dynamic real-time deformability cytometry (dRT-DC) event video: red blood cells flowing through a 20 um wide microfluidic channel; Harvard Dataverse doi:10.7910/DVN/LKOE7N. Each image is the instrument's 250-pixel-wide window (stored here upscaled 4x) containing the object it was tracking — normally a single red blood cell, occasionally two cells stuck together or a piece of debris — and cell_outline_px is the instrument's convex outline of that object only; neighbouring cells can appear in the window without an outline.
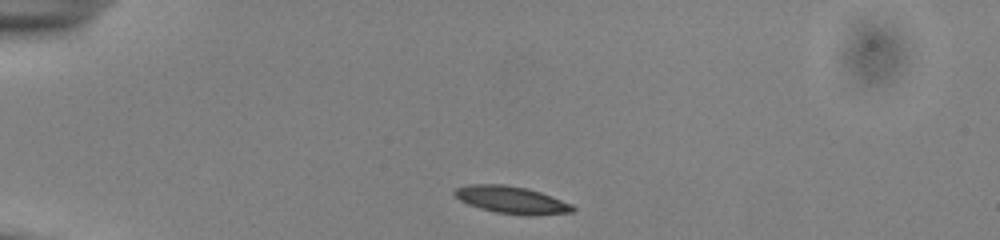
{"species": "common noctule bat (a hibernating species)", "species_latin": "Nyctalus noctula", "temperature_condition": "cold", "stored_images_in_passage": 41, "camera_frame_rate_fps": 3000, "um_per_image_px": 0.085, "animal": {"sex": "male", "body_mass_g": 13.0, "forearm_length_mm": 53.1}, "frame": {"image": 1, "passage_image": 1, "time_ms": 0.0, "image_size_px": [1000, 240], "cell_outline_px": [[576, 208], [572, 212], [528, 216], [496, 212], [480, 208], [468, 204], [460, 200], [452, 192], [456, 188], [468, 184], [504, 184], [524, 188], [540, 192], [552, 196], [572, 204]], "centroid_in_image_um": [43.48, 16.99], "position_along_channel_um": 41.5, "area_um2": 18.73}}
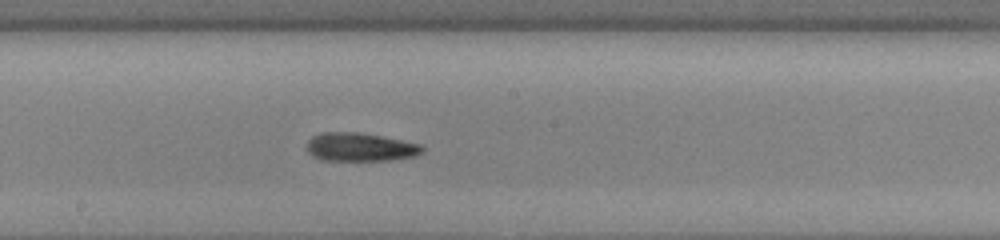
{"frame": {"image": 2, "passage_image": 18, "time_ms": 5.667, "image_size_px": [1000, 240], "cell_outline_px": [[424, 152], [416, 156], [388, 160], [324, 160], [308, 152], [308, 140], [312, 136], [324, 132], [360, 132], [420, 144], [424, 148]], "centroid_in_image_um": [30.64, 12.49], "position_along_channel_um": 217.6, "area_um2": 18.9}}
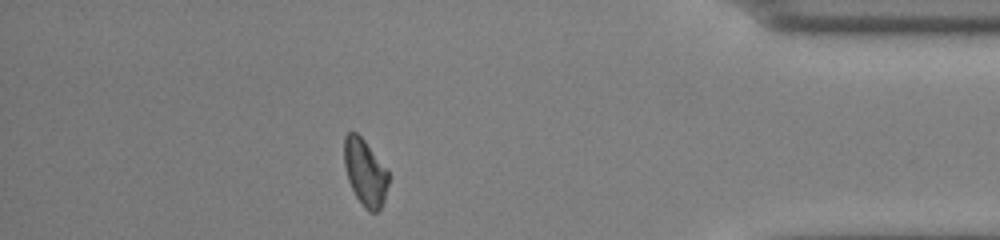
{"frame": {"image": 3, "passage_image": 35, "time_ms": 11.333, "image_size_px": [1000, 240], "cell_outline_px": [[388, 184], [384, 200], [380, 208], [376, 212], [368, 212], [364, 208], [356, 196], [348, 180], [344, 164], [344, 136], [348, 132], [356, 132], [364, 140], [388, 172]], "centroid_in_image_um": [31.01, 14.67], "position_along_channel_um": 404.2, "area_um2": 16.94}, "authors_computed_cell_mechanics": {"area_um2": 18.2648, "velocity_mm_per_s": 3.8875, "shape_relaxation_time_tau1_ms": 9.488, "shape_relaxation_time_tau2_ms": 4.7823, "deformation_change_tau1": 0.1984, "deformation_change_tau2": 0.1203}}